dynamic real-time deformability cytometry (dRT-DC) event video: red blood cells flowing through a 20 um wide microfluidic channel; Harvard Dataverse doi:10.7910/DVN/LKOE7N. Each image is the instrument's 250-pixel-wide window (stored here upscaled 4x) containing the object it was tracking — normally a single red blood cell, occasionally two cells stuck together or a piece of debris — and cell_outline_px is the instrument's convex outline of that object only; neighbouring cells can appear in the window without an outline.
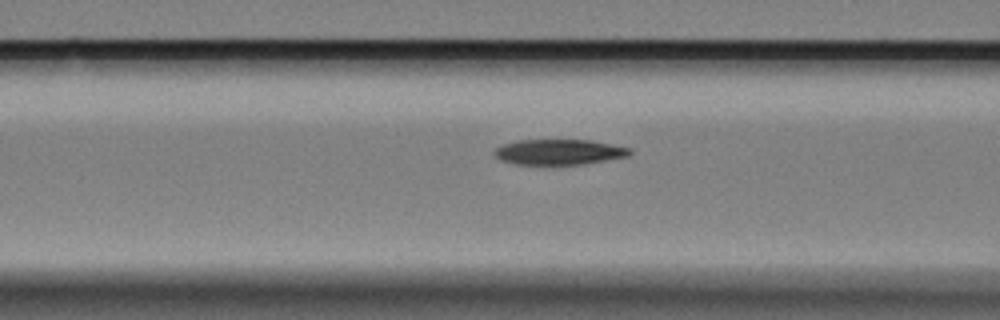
{"species": "Egyptian fruit bat (a non-hibernating species)", "species_latin": "Rousettus aegyptiacus", "temperature_condition": "cold", "stored_images_in_passage": 9, "segment_of_instrument_passage": [2, 2], "camera_frame_rate_fps": 3000, "um_per_image_px": 0.085, "animal": {"sex": "female"}, "frame": {"image": 1, "passage_image": 9, "time_ms": 2.667, "image_size_px": [1000, 320], "cell_outline_px": [[632, 152], [628, 156], [584, 164], [516, 164], [500, 160], [492, 152], [496, 148], [504, 144], [516, 140], [592, 140], [632, 148]], "centroid_in_image_um": [47.53, 12.91], "position_along_channel_um": 119.1, "area_um2": 20.06}}